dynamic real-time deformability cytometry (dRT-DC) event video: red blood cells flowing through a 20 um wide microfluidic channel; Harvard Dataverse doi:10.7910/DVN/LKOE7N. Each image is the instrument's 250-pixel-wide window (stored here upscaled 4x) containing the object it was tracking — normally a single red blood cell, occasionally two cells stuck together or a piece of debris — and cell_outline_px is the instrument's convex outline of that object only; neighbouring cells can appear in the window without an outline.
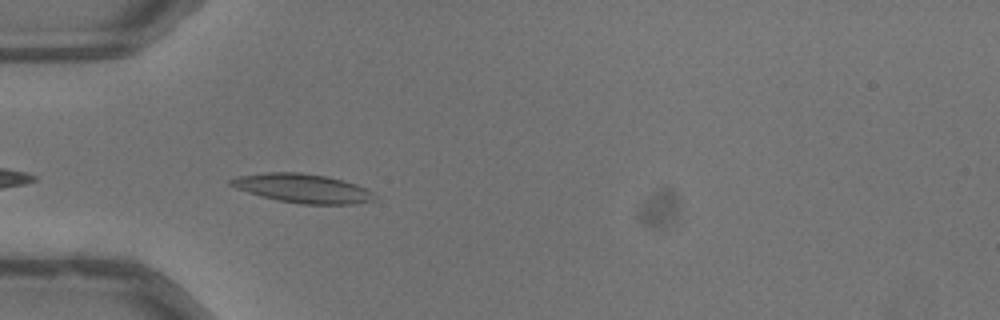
{"species": "common noctule bat (a hibernating species)", "species_latin": "Nyctalus noctula", "temperature_condition": "warm", "stored_images_in_passage": 20, "camera_frame_rate_fps": 3000, "um_per_image_px": 0.085, "animal": {"sex": "male", "body_mass_g": 13.3}, "frame": {"image": 1, "passage_image": 4, "time_ms": 1.0, "image_size_px": [1000, 320], "cell_outline_px": [[376, 196], [372, 200], [356, 204], [300, 204], [260, 196], [236, 188], [228, 184], [228, 180], [236, 176], [268, 172], [300, 172], [328, 176], [344, 180], [356, 184], [372, 192]], "centroid_in_image_um": [25.7, 16.0], "position_along_channel_um": 59.3, "area_um2": 24.28}}